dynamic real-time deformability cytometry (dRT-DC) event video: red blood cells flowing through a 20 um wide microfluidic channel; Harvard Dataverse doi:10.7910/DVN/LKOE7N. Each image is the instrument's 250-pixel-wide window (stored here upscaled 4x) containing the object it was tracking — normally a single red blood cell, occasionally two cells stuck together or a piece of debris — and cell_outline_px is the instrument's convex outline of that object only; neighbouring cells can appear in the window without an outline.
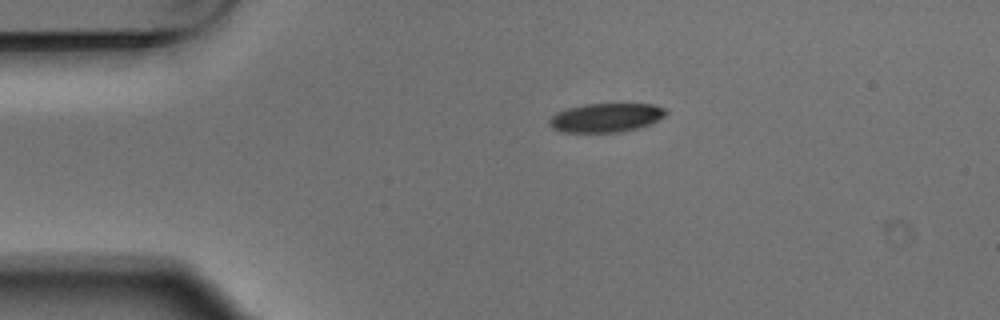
{"species": "Egyptian fruit bat (a non-hibernating species)", "species_latin": "Rousettus aegyptiacus", "temperature_condition": "warm", "stored_images_in_passage": 4, "camera_frame_rate_fps": 3000, "um_per_image_px": 0.085, "animal": {"sex": "male"}, "frame": {"image": 1, "passage_image": 1, "time_ms": 0.0, "image_size_px": [1000, 320], "cell_outline_px": [[668, 112], [664, 116], [648, 124], [636, 128], [620, 132], [564, 132], [552, 128], [548, 124], [548, 120], [556, 112], [568, 108], [584, 104], [656, 104], [664, 108]], "centroid_in_image_um": [51.48, 9.99], "position_along_channel_um": 33.5, "area_um2": 19.54}}
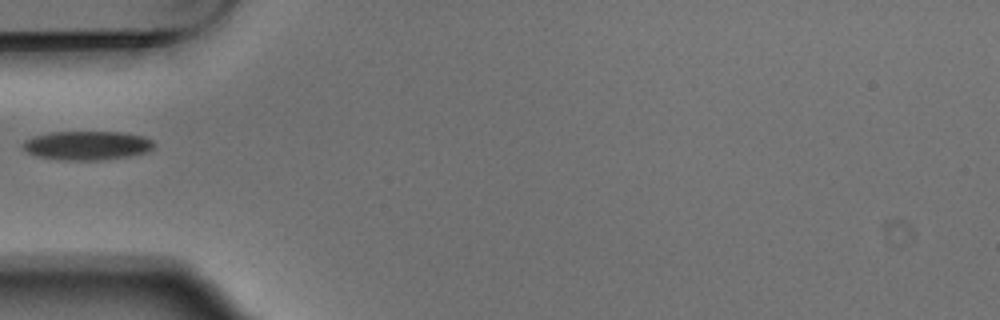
{"frame": {"image": 2, "passage_image": 3, "time_ms": 0.667, "image_size_px": [1000, 320], "cell_outline_px": [[152, 148], [148, 152], [128, 156], [100, 160], [68, 160], [36, 156], [28, 152], [24, 148], [24, 140], [32, 136], [48, 132], [120, 132], [144, 136], [152, 140]], "centroid_in_image_um": [7.39, 12.35], "position_along_channel_um": 77.6, "area_um2": 21.96}}
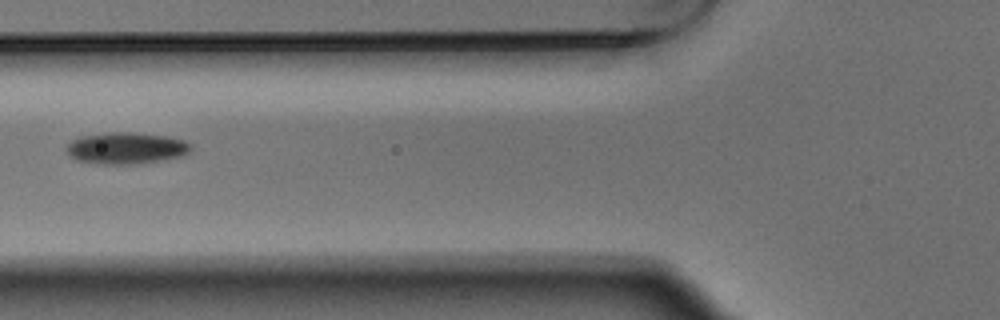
{"frame": {"image": 3, "passage_image": 4, "time_ms": 1.0, "image_size_px": [1000, 320], "cell_outline_px": [[192, 148], [184, 156], [132, 164], [104, 164], [76, 160], [68, 152], [68, 144], [72, 140], [80, 136], [108, 132], [132, 132], [164, 136], [184, 140], [192, 144]], "centroid_in_image_um": [10.74, 12.58], "position_along_channel_um": 115.1, "area_um2": 22.66}}